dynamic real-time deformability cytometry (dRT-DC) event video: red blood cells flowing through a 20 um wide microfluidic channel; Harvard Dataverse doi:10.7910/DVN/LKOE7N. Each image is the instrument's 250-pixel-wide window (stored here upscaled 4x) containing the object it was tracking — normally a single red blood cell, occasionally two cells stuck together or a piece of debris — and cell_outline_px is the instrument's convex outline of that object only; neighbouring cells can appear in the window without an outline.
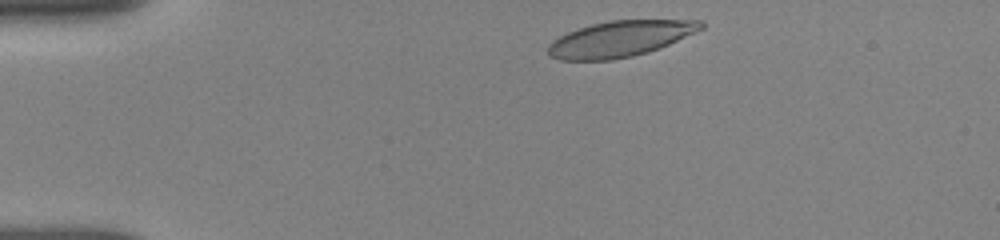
{"species": "human", "species_latin": "Homo sapiens", "temperature_condition": "room temperature", "stored_images_in_passage": 51, "camera_frame_rate_fps": 3000, "um_per_image_px": 0.085, "donor": {"sex": "female"}, "frame": {"image": 1, "passage_image": 3, "time_ms": 0.333, "image_size_px": [1000, 240], "cell_outline_px": [[704, 28], [668, 44], [648, 52], [632, 56], [612, 60], [560, 60], [548, 56], [548, 44], [552, 40], [568, 32], [592, 24], [608, 20], [704, 20]], "centroid_in_image_um": [52.68, 3.3], "position_along_channel_um": 32.3, "area_um2": 31.85}}
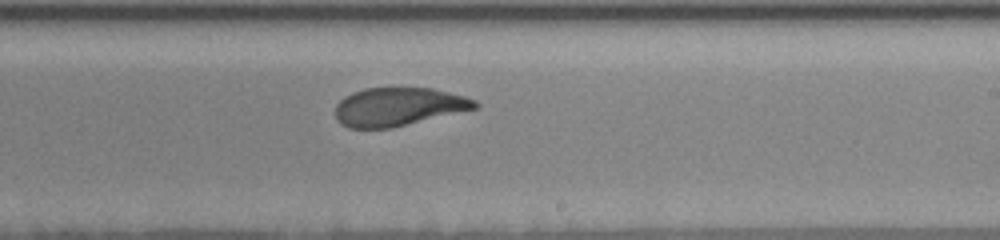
{"frame": {"image": 2, "passage_image": 28, "time_ms": 7.667, "image_size_px": [1000, 240], "cell_outline_px": [[480, 104], [476, 108], [392, 128], [348, 128], [340, 124], [336, 120], [336, 104], [344, 96], [352, 92], [364, 88], [432, 88], [464, 96], [476, 100]], "centroid_in_image_um": [33.82, 9.07], "position_along_channel_um": 255.2, "area_um2": 31.21}}
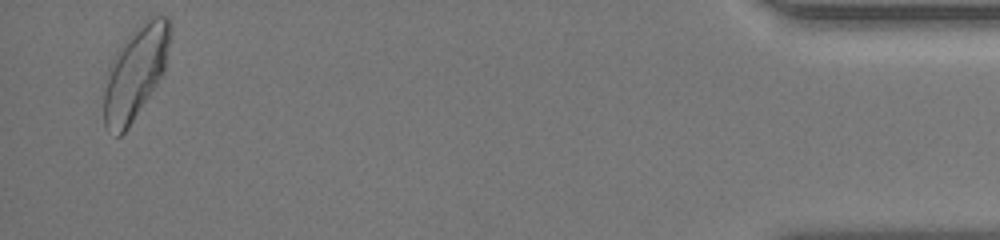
{"frame": {"image": 3, "passage_image": 49, "time_ms": 14.0, "image_size_px": [1000, 240], "cell_outline_px": [[172, 32], [164, 72], [128, 128], [120, 136], [116, 136], [104, 128], [104, 92], [108, 68], [116, 52], [124, 40], [148, 16], [168, 16], [172, 20]], "centroid_in_image_um": [11.53, 6.13], "position_along_channel_um": 423.7, "area_um2": 35.89}, "authors_computed_cell_mechanics": {"area_um2": 32.8304, "velocity_mm_per_s": 3.8242, "shape_relaxation_time_tau1_ms": 4.8699, "shape_relaxation_time_tau2_ms": 1.4443, "deformation_change_tau1": 0.1701, "deformation_change_tau2": 0.0815}}